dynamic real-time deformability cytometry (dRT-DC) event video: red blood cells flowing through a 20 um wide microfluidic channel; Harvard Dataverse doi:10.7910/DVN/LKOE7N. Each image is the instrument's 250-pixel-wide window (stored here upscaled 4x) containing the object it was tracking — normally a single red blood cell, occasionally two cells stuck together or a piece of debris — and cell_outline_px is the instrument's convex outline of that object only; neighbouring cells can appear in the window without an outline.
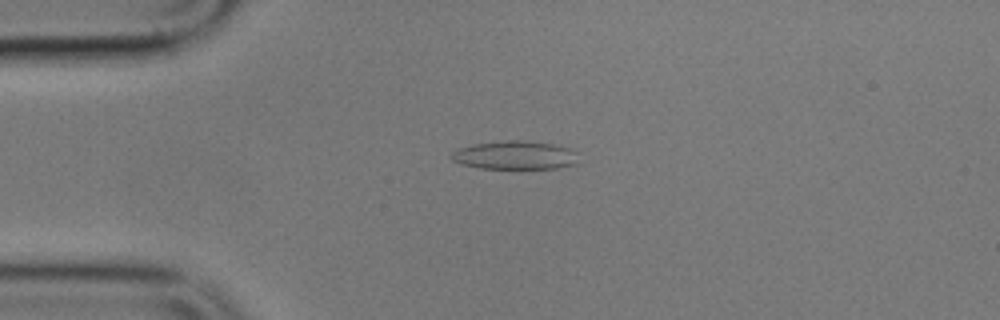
{"species": "common noctule bat (a hibernating species)", "species_latin": "Nyctalus noctula", "temperature_condition": "cold", "stored_images_in_passage": 4, "camera_frame_rate_fps": 3000, "um_per_image_px": 0.085, "animal": {"sex": "male", "body_mass_g": 17.9}, "frame": {"image": 1, "passage_image": 3, "time_ms": 2.333, "image_size_px": [1000, 320], "cell_outline_px": [[576, 164], [560, 168], [480, 168], [460, 164], [452, 160], [448, 156], [456, 148], [472, 144], [504, 140], [524, 140], [552, 144], [568, 148], [576, 152]], "centroid_in_image_um": [43.7, 13.18], "position_along_channel_um": 41.3, "area_um2": 21.21}}